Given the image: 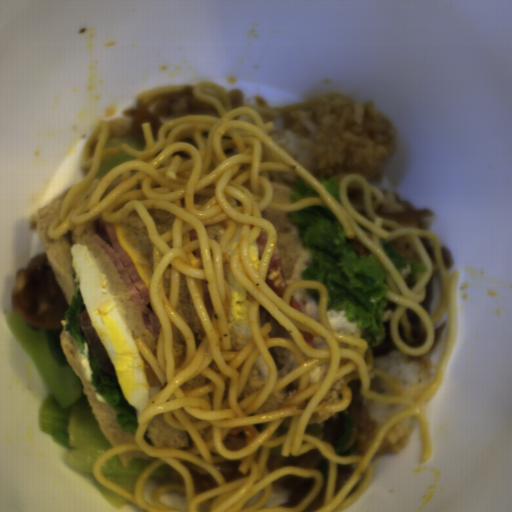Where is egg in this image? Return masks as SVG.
<instances>
[{"instance_id": "egg-1", "label": "egg", "mask_w": 512, "mask_h": 512, "mask_svg": "<svg viewBox=\"0 0 512 512\" xmlns=\"http://www.w3.org/2000/svg\"><path fill=\"white\" fill-rule=\"evenodd\" d=\"M70 254L80 294L93 329L113 363L117 383L126 401L142 412L150 401L143 355L88 248L72 244Z\"/></svg>"}, {"instance_id": "egg-4", "label": "egg", "mask_w": 512, "mask_h": 512, "mask_svg": "<svg viewBox=\"0 0 512 512\" xmlns=\"http://www.w3.org/2000/svg\"><path fill=\"white\" fill-rule=\"evenodd\" d=\"M253 365L268 379H270V368L262 354L255 360Z\"/></svg>"}, {"instance_id": "egg-2", "label": "egg", "mask_w": 512, "mask_h": 512, "mask_svg": "<svg viewBox=\"0 0 512 512\" xmlns=\"http://www.w3.org/2000/svg\"><path fill=\"white\" fill-rule=\"evenodd\" d=\"M223 279L228 303V314L244 347L253 338L249 322L250 295L235 279L229 270L228 263L224 261Z\"/></svg>"}, {"instance_id": "egg-3", "label": "egg", "mask_w": 512, "mask_h": 512, "mask_svg": "<svg viewBox=\"0 0 512 512\" xmlns=\"http://www.w3.org/2000/svg\"><path fill=\"white\" fill-rule=\"evenodd\" d=\"M249 259H250L254 269L260 272L261 261H260L256 241L249 246Z\"/></svg>"}]
</instances>
